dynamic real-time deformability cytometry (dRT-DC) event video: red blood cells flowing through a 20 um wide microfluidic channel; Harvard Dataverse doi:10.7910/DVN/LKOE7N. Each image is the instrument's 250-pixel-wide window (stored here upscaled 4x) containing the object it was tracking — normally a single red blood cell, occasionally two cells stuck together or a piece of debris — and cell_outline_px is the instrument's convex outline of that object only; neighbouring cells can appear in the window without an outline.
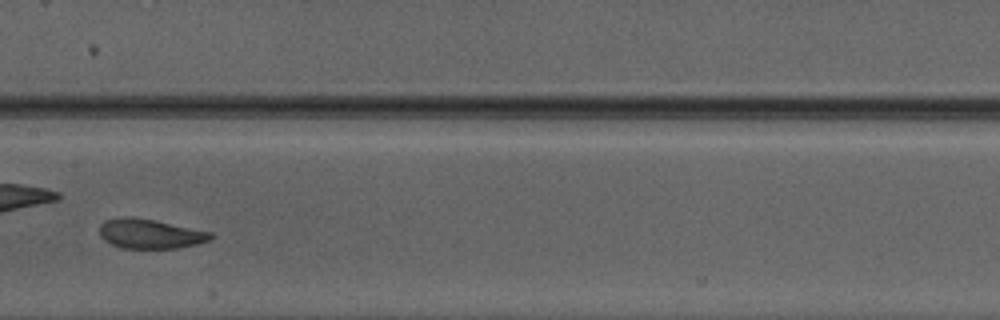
{"species": "Egyptian fruit bat (a non-hibernating species)", "species_latin": "Rousettus aegyptiacus", "temperature_condition": "warm", "stored_images_in_passage": 40, "camera_frame_rate_fps": 3000, "um_per_image_px": 0.085, "animal": {"sex": "male"}, "frame": {"image": 1, "passage_image": 18, "time_ms": 5.667, "image_size_px": [1000, 320], "cell_outline_px": [[216, 236], [208, 240], [196, 244], [180, 248], [120, 248], [104, 240], [100, 236], [100, 224], [104, 220], [120, 216], [128, 216], [152, 220], [212, 232]], "centroid_in_image_um": [12.73, 19.87], "position_along_channel_um": 194.7, "area_um2": 19.13}, "authors_computed_cell_mechanics": {"area_um2": 20.3167, "velocity_mm_per_s": 4.1585, "shape_relaxation_time_tau1_ms": 4.7377, "shape_relaxation_time_tau2_ms": 1.3129, "deformation_change_tau1": 0.1468, "deformation_change_tau2": 0.0712}}